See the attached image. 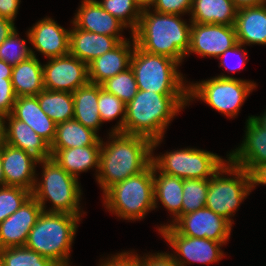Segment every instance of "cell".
I'll list each match as a JSON object with an SVG mask.
<instances>
[{
    "label": "cell",
    "mask_w": 266,
    "mask_h": 266,
    "mask_svg": "<svg viewBox=\"0 0 266 266\" xmlns=\"http://www.w3.org/2000/svg\"><path fill=\"white\" fill-rule=\"evenodd\" d=\"M188 104V93H155L138 90L126 104L124 134L152 141V151L161 144L172 119Z\"/></svg>",
    "instance_id": "1"
},
{
    "label": "cell",
    "mask_w": 266,
    "mask_h": 266,
    "mask_svg": "<svg viewBox=\"0 0 266 266\" xmlns=\"http://www.w3.org/2000/svg\"><path fill=\"white\" fill-rule=\"evenodd\" d=\"M109 139L101 140L96 177L103 193L112 185L146 170L152 164L154 153L152 141L143 136L109 132Z\"/></svg>",
    "instance_id": "2"
},
{
    "label": "cell",
    "mask_w": 266,
    "mask_h": 266,
    "mask_svg": "<svg viewBox=\"0 0 266 266\" xmlns=\"http://www.w3.org/2000/svg\"><path fill=\"white\" fill-rule=\"evenodd\" d=\"M181 15L144 9L137 29L132 33L136 45L151 54L164 55L182 63L190 46L192 22Z\"/></svg>",
    "instance_id": "3"
},
{
    "label": "cell",
    "mask_w": 266,
    "mask_h": 266,
    "mask_svg": "<svg viewBox=\"0 0 266 266\" xmlns=\"http://www.w3.org/2000/svg\"><path fill=\"white\" fill-rule=\"evenodd\" d=\"M80 220L71 214L42 211L29 232L25 247L58 266H70L69 252Z\"/></svg>",
    "instance_id": "4"
},
{
    "label": "cell",
    "mask_w": 266,
    "mask_h": 266,
    "mask_svg": "<svg viewBox=\"0 0 266 266\" xmlns=\"http://www.w3.org/2000/svg\"><path fill=\"white\" fill-rule=\"evenodd\" d=\"M41 164L42 180L36 179L32 196L41 206L42 211L66 213L81 217L85 212L80 211L82 189L78 179L68 174L54 159L38 161ZM50 201L51 209H46Z\"/></svg>",
    "instance_id": "5"
},
{
    "label": "cell",
    "mask_w": 266,
    "mask_h": 266,
    "mask_svg": "<svg viewBox=\"0 0 266 266\" xmlns=\"http://www.w3.org/2000/svg\"><path fill=\"white\" fill-rule=\"evenodd\" d=\"M103 200L104 207L120 218L132 221L144 219L149 211L155 210L153 164L109 187L103 193Z\"/></svg>",
    "instance_id": "6"
},
{
    "label": "cell",
    "mask_w": 266,
    "mask_h": 266,
    "mask_svg": "<svg viewBox=\"0 0 266 266\" xmlns=\"http://www.w3.org/2000/svg\"><path fill=\"white\" fill-rule=\"evenodd\" d=\"M178 65L181 64L172 58L148 53L137 45L134 47L130 62L138 90L155 93H188L189 84L185 82L183 74L177 70Z\"/></svg>",
    "instance_id": "7"
},
{
    "label": "cell",
    "mask_w": 266,
    "mask_h": 266,
    "mask_svg": "<svg viewBox=\"0 0 266 266\" xmlns=\"http://www.w3.org/2000/svg\"><path fill=\"white\" fill-rule=\"evenodd\" d=\"M222 74L199 83H189L188 103L193 99L203 100L211 108L233 118L257 85L251 80Z\"/></svg>",
    "instance_id": "8"
},
{
    "label": "cell",
    "mask_w": 266,
    "mask_h": 266,
    "mask_svg": "<svg viewBox=\"0 0 266 266\" xmlns=\"http://www.w3.org/2000/svg\"><path fill=\"white\" fill-rule=\"evenodd\" d=\"M251 191L250 174L228 161L209 179L205 207L233 224L232 216Z\"/></svg>",
    "instance_id": "9"
},
{
    "label": "cell",
    "mask_w": 266,
    "mask_h": 266,
    "mask_svg": "<svg viewBox=\"0 0 266 266\" xmlns=\"http://www.w3.org/2000/svg\"><path fill=\"white\" fill-rule=\"evenodd\" d=\"M228 159L195 148H184L152 155V164L165 174L185 179H210Z\"/></svg>",
    "instance_id": "10"
},
{
    "label": "cell",
    "mask_w": 266,
    "mask_h": 266,
    "mask_svg": "<svg viewBox=\"0 0 266 266\" xmlns=\"http://www.w3.org/2000/svg\"><path fill=\"white\" fill-rule=\"evenodd\" d=\"M158 233L174 249L172 256L179 266H187L191 262L218 263L225 255L221 246L226 245L227 242L181 235L171 225L162 227Z\"/></svg>",
    "instance_id": "11"
},
{
    "label": "cell",
    "mask_w": 266,
    "mask_h": 266,
    "mask_svg": "<svg viewBox=\"0 0 266 266\" xmlns=\"http://www.w3.org/2000/svg\"><path fill=\"white\" fill-rule=\"evenodd\" d=\"M44 89L73 93L89 83L88 64L70 53L43 64Z\"/></svg>",
    "instance_id": "12"
},
{
    "label": "cell",
    "mask_w": 266,
    "mask_h": 266,
    "mask_svg": "<svg viewBox=\"0 0 266 266\" xmlns=\"http://www.w3.org/2000/svg\"><path fill=\"white\" fill-rule=\"evenodd\" d=\"M179 234L228 242L232 223L207 207L181 215L172 225Z\"/></svg>",
    "instance_id": "13"
},
{
    "label": "cell",
    "mask_w": 266,
    "mask_h": 266,
    "mask_svg": "<svg viewBox=\"0 0 266 266\" xmlns=\"http://www.w3.org/2000/svg\"><path fill=\"white\" fill-rule=\"evenodd\" d=\"M237 43L234 25L199 24L192 22L190 46L186 55L218 58Z\"/></svg>",
    "instance_id": "14"
},
{
    "label": "cell",
    "mask_w": 266,
    "mask_h": 266,
    "mask_svg": "<svg viewBox=\"0 0 266 266\" xmlns=\"http://www.w3.org/2000/svg\"><path fill=\"white\" fill-rule=\"evenodd\" d=\"M1 160L5 186H17L32 192L36 175L38 159L24 150L3 142Z\"/></svg>",
    "instance_id": "15"
},
{
    "label": "cell",
    "mask_w": 266,
    "mask_h": 266,
    "mask_svg": "<svg viewBox=\"0 0 266 266\" xmlns=\"http://www.w3.org/2000/svg\"><path fill=\"white\" fill-rule=\"evenodd\" d=\"M42 208L31 196L12 215L0 223V250L25 246Z\"/></svg>",
    "instance_id": "16"
},
{
    "label": "cell",
    "mask_w": 266,
    "mask_h": 266,
    "mask_svg": "<svg viewBox=\"0 0 266 266\" xmlns=\"http://www.w3.org/2000/svg\"><path fill=\"white\" fill-rule=\"evenodd\" d=\"M26 35L33 48L48 59L69 53L70 30L60 26L51 17L36 22Z\"/></svg>",
    "instance_id": "17"
},
{
    "label": "cell",
    "mask_w": 266,
    "mask_h": 266,
    "mask_svg": "<svg viewBox=\"0 0 266 266\" xmlns=\"http://www.w3.org/2000/svg\"><path fill=\"white\" fill-rule=\"evenodd\" d=\"M245 137L235 150L226 158L233 165L250 173L256 166L266 163V130L248 116Z\"/></svg>",
    "instance_id": "18"
},
{
    "label": "cell",
    "mask_w": 266,
    "mask_h": 266,
    "mask_svg": "<svg viewBox=\"0 0 266 266\" xmlns=\"http://www.w3.org/2000/svg\"><path fill=\"white\" fill-rule=\"evenodd\" d=\"M71 23L85 31L116 37L120 42L127 40L121 33L127 27L104 10L97 0H83Z\"/></svg>",
    "instance_id": "19"
},
{
    "label": "cell",
    "mask_w": 266,
    "mask_h": 266,
    "mask_svg": "<svg viewBox=\"0 0 266 266\" xmlns=\"http://www.w3.org/2000/svg\"><path fill=\"white\" fill-rule=\"evenodd\" d=\"M132 42H120L111 51L93 59L88 64L89 82L101 85L104 81L130 68L131 57L136 45L133 35Z\"/></svg>",
    "instance_id": "20"
},
{
    "label": "cell",
    "mask_w": 266,
    "mask_h": 266,
    "mask_svg": "<svg viewBox=\"0 0 266 266\" xmlns=\"http://www.w3.org/2000/svg\"><path fill=\"white\" fill-rule=\"evenodd\" d=\"M3 121L5 143L24 150L39 161L51 158L50 144L29 125L16 119L12 114L5 116Z\"/></svg>",
    "instance_id": "21"
},
{
    "label": "cell",
    "mask_w": 266,
    "mask_h": 266,
    "mask_svg": "<svg viewBox=\"0 0 266 266\" xmlns=\"http://www.w3.org/2000/svg\"><path fill=\"white\" fill-rule=\"evenodd\" d=\"M72 25L74 27L70 29L69 53L87 64L120 43L116 37L96 34Z\"/></svg>",
    "instance_id": "22"
},
{
    "label": "cell",
    "mask_w": 266,
    "mask_h": 266,
    "mask_svg": "<svg viewBox=\"0 0 266 266\" xmlns=\"http://www.w3.org/2000/svg\"><path fill=\"white\" fill-rule=\"evenodd\" d=\"M237 42L245 45H266V4L242 7L235 20Z\"/></svg>",
    "instance_id": "23"
},
{
    "label": "cell",
    "mask_w": 266,
    "mask_h": 266,
    "mask_svg": "<svg viewBox=\"0 0 266 266\" xmlns=\"http://www.w3.org/2000/svg\"><path fill=\"white\" fill-rule=\"evenodd\" d=\"M11 114L29 125L51 145L57 124L41 109L37 96L17 97Z\"/></svg>",
    "instance_id": "24"
},
{
    "label": "cell",
    "mask_w": 266,
    "mask_h": 266,
    "mask_svg": "<svg viewBox=\"0 0 266 266\" xmlns=\"http://www.w3.org/2000/svg\"><path fill=\"white\" fill-rule=\"evenodd\" d=\"M153 183L155 208L160 200L163 207L173 215L170 224L158 226L157 230L160 231L162 227L172 225L182 215L183 179L160 172L153 165Z\"/></svg>",
    "instance_id": "25"
},
{
    "label": "cell",
    "mask_w": 266,
    "mask_h": 266,
    "mask_svg": "<svg viewBox=\"0 0 266 266\" xmlns=\"http://www.w3.org/2000/svg\"><path fill=\"white\" fill-rule=\"evenodd\" d=\"M101 146H84L67 149H51L54 159L68 174L79 178V174L91 168L99 172Z\"/></svg>",
    "instance_id": "26"
},
{
    "label": "cell",
    "mask_w": 266,
    "mask_h": 266,
    "mask_svg": "<svg viewBox=\"0 0 266 266\" xmlns=\"http://www.w3.org/2000/svg\"><path fill=\"white\" fill-rule=\"evenodd\" d=\"M238 8L232 0H192L191 22L234 25Z\"/></svg>",
    "instance_id": "27"
},
{
    "label": "cell",
    "mask_w": 266,
    "mask_h": 266,
    "mask_svg": "<svg viewBox=\"0 0 266 266\" xmlns=\"http://www.w3.org/2000/svg\"><path fill=\"white\" fill-rule=\"evenodd\" d=\"M74 101L73 119L96 133L102 121L98 111L99 84L88 83L72 93Z\"/></svg>",
    "instance_id": "28"
},
{
    "label": "cell",
    "mask_w": 266,
    "mask_h": 266,
    "mask_svg": "<svg viewBox=\"0 0 266 266\" xmlns=\"http://www.w3.org/2000/svg\"><path fill=\"white\" fill-rule=\"evenodd\" d=\"M11 81L17 97L37 96L44 90L43 65L37 57L31 56L13 66Z\"/></svg>",
    "instance_id": "29"
},
{
    "label": "cell",
    "mask_w": 266,
    "mask_h": 266,
    "mask_svg": "<svg viewBox=\"0 0 266 266\" xmlns=\"http://www.w3.org/2000/svg\"><path fill=\"white\" fill-rule=\"evenodd\" d=\"M101 137L75 119L56 125V134L50 149L101 146Z\"/></svg>",
    "instance_id": "30"
},
{
    "label": "cell",
    "mask_w": 266,
    "mask_h": 266,
    "mask_svg": "<svg viewBox=\"0 0 266 266\" xmlns=\"http://www.w3.org/2000/svg\"><path fill=\"white\" fill-rule=\"evenodd\" d=\"M41 109L56 123L73 119L72 93L44 89L37 95Z\"/></svg>",
    "instance_id": "31"
},
{
    "label": "cell",
    "mask_w": 266,
    "mask_h": 266,
    "mask_svg": "<svg viewBox=\"0 0 266 266\" xmlns=\"http://www.w3.org/2000/svg\"><path fill=\"white\" fill-rule=\"evenodd\" d=\"M0 266H58L51 259L22 247H10L0 250Z\"/></svg>",
    "instance_id": "32"
},
{
    "label": "cell",
    "mask_w": 266,
    "mask_h": 266,
    "mask_svg": "<svg viewBox=\"0 0 266 266\" xmlns=\"http://www.w3.org/2000/svg\"><path fill=\"white\" fill-rule=\"evenodd\" d=\"M98 111L102 123L112 121L121 116L111 132L124 133L126 104L117 96L105 91L101 85H99Z\"/></svg>",
    "instance_id": "33"
},
{
    "label": "cell",
    "mask_w": 266,
    "mask_h": 266,
    "mask_svg": "<svg viewBox=\"0 0 266 266\" xmlns=\"http://www.w3.org/2000/svg\"><path fill=\"white\" fill-rule=\"evenodd\" d=\"M97 2L127 28L130 27L131 35L137 29L142 10L134 0H102Z\"/></svg>",
    "instance_id": "34"
},
{
    "label": "cell",
    "mask_w": 266,
    "mask_h": 266,
    "mask_svg": "<svg viewBox=\"0 0 266 266\" xmlns=\"http://www.w3.org/2000/svg\"><path fill=\"white\" fill-rule=\"evenodd\" d=\"M208 187L209 179L183 180L182 215L205 207Z\"/></svg>",
    "instance_id": "35"
},
{
    "label": "cell",
    "mask_w": 266,
    "mask_h": 266,
    "mask_svg": "<svg viewBox=\"0 0 266 266\" xmlns=\"http://www.w3.org/2000/svg\"><path fill=\"white\" fill-rule=\"evenodd\" d=\"M26 40L21 39L15 29L0 44V60L9 65L15 66L22 61L28 60L31 56L36 57L35 51L26 46Z\"/></svg>",
    "instance_id": "36"
},
{
    "label": "cell",
    "mask_w": 266,
    "mask_h": 266,
    "mask_svg": "<svg viewBox=\"0 0 266 266\" xmlns=\"http://www.w3.org/2000/svg\"><path fill=\"white\" fill-rule=\"evenodd\" d=\"M101 87L108 93L117 96L125 104L130 102L138 92V86L131 68L104 81Z\"/></svg>",
    "instance_id": "37"
},
{
    "label": "cell",
    "mask_w": 266,
    "mask_h": 266,
    "mask_svg": "<svg viewBox=\"0 0 266 266\" xmlns=\"http://www.w3.org/2000/svg\"><path fill=\"white\" fill-rule=\"evenodd\" d=\"M31 196V191L22 187H0V223L18 210Z\"/></svg>",
    "instance_id": "38"
},
{
    "label": "cell",
    "mask_w": 266,
    "mask_h": 266,
    "mask_svg": "<svg viewBox=\"0 0 266 266\" xmlns=\"http://www.w3.org/2000/svg\"><path fill=\"white\" fill-rule=\"evenodd\" d=\"M151 9L159 13L185 15L191 13L192 0H154ZM185 13V14H184Z\"/></svg>",
    "instance_id": "39"
},
{
    "label": "cell",
    "mask_w": 266,
    "mask_h": 266,
    "mask_svg": "<svg viewBox=\"0 0 266 266\" xmlns=\"http://www.w3.org/2000/svg\"><path fill=\"white\" fill-rule=\"evenodd\" d=\"M17 96L13 90L11 79L0 81V116L10 115L14 108Z\"/></svg>",
    "instance_id": "40"
},
{
    "label": "cell",
    "mask_w": 266,
    "mask_h": 266,
    "mask_svg": "<svg viewBox=\"0 0 266 266\" xmlns=\"http://www.w3.org/2000/svg\"><path fill=\"white\" fill-rule=\"evenodd\" d=\"M243 45L240 43H236L233 47L227 49L224 53H222L217 59H221V62L219 63L220 66H223L224 68H226L229 72L231 71L232 73L235 71H238L239 68L240 69H244L242 67L245 66V60L247 61V52L246 50L242 47ZM243 48V49H242ZM231 54L238 56V58L240 57V60L238 58L239 61L237 62L238 64L236 65H229V63H227V57L228 55L231 56ZM240 55V56H239Z\"/></svg>",
    "instance_id": "41"
},
{
    "label": "cell",
    "mask_w": 266,
    "mask_h": 266,
    "mask_svg": "<svg viewBox=\"0 0 266 266\" xmlns=\"http://www.w3.org/2000/svg\"><path fill=\"white\" fill-rule=\"evenodd\" d=\"M99 266H140V256L131 251H124L108 257Z\"/></svg>",
    "instance_id": "42"
},
{
    "label": "cell",
    "mask_w": 266,
    "mask_h": 266,
    "mask_svg": "<svg viewBox=\"0 0 266 266\" xmlns=\"http://www.w3.org/2000/svg\"><path fill=\"white\" fill-rule=\"evenodd\" d=\"M140 266H179L172 253H153L140 257Z\"/></svg>",
    "instance_id": "43"
},
{
    "label": "cell",
    "mask_w": 266,
    "mask_h": 266,
    "mask_svg": "<svg viewBox=\"0 0 266 266\" xmlns=\"http://www.w3.org/2000/svg\"><path fill=\"white\" fill-rule=\"evenodd\" d=\"M21 0H0V17L15 21Z\"/></svg>",
    "instance_id": "44"
},
{
    "label": "cell",
    "mask_w": 266,
    "mask_h": 266,
    "mask_svg": "<svg viewBox=\"0 0 266 266\" xmlns=\"http://www.w3.org/2000/svg\"><path fill=\"white\" fill-rule=\"evenodd\" d=\"M249 174L253 190L256 185H266V163L256 166Z\"/></svg>",
    "instance_id": "45"
},
{
    "label": "cell",
    "mask_w": 266,
    "mask_h": 266,
    "mask_svg": "<svg viewBox=\"0 0 266 266\" xmlns=\"http://www.w3.org/2000/svg\"><path fill=\"white\" fill-rule=\"evenodd\" d=\"M17 29L15 23L9 19L0 17V44Z\"/></svg>",
    "instance_id": "46"
},
{
    "label": "cell",
    "mask_w": 266,
    "mask_h": 266,
    "mask_svg": "<svg viewBox=\"0 0 266 266\" xmlns=\"http://www.w3.org/2000/svg\"><path fill=\"white\" fill-rule=\"evenodd\" d=\"M12 69V65L7 64L3 60H0V81H4V79H11Z\"/></svg>",
    "instance_id": "47"
},
{
    "label": "cell",
    "mask_w": 266,
    "mask_h": 266,
    "mask_svg": "<svg viewBox=\"0 0 266 266\" xmlns=\"http://www.w3.org/2000/svg\"><path fill=\"white\" fill-rule=\"evenodd\" d=\"M232 2L236 5L238 9L242 7L266 4V0H232Z\"/></svg>",
    "instance_id": "48"
},
{
    "label": "cell",
    "mask_w": 266,
    "mask_h": 266,
    "mask_svg": "<svg viewBox=\"0 0 266 266\" xmlns=\"http://www.w3.org/2000/svg\"><path fill=\"white\" fill-rule=\"evenodd\" d=\"M154 0H134L141 10L150 9Z\"/></svg>",
    "instance_id": "49"
},
{
    "label": "cell",
    "mask_w": 266,
    "mask_h": 266,
    "mask_svg": "<svg viewBox=\"0 0 266 266\" xmlns=\"http://www.w3.org/2000/svg\"><path fill=\"white\" fill-rule=\"evenodd\" d=\"M252 118L266 130V111L261 116H252Z\"/></svg>",
    "instance_id": "50"
},
{
    "label": "cell",
    "mask_w": 266,
    "mask_h": 266,
    "mask_svg": "<svg viewBox=\"0 0 266 266\" xmlns=\"http://www.w3.org/2000/svg\"><path fill=\"white\" fill-rule=\"evenodd\" d=\"M3 122H4L3 117L0 116V148L4 142V131H3L4 123Z\"/></svg>",
    "instance_id": "51"
},
{
    "label": "cell",
    "mask_w": 266,
    "mask_h": 266,
    "mask_svg": "<svg viewBox=\"0 0 266 266\" xmlns=\"http://www.w3.org/2000/svg\"><path fill=\"white\" fill-rule=\"evenodd\" d=\"M5 186L4 174L2 169V160H1V148H0V187Z\"/></svg>",
    "instance_id": "52"
}]
</instances>
